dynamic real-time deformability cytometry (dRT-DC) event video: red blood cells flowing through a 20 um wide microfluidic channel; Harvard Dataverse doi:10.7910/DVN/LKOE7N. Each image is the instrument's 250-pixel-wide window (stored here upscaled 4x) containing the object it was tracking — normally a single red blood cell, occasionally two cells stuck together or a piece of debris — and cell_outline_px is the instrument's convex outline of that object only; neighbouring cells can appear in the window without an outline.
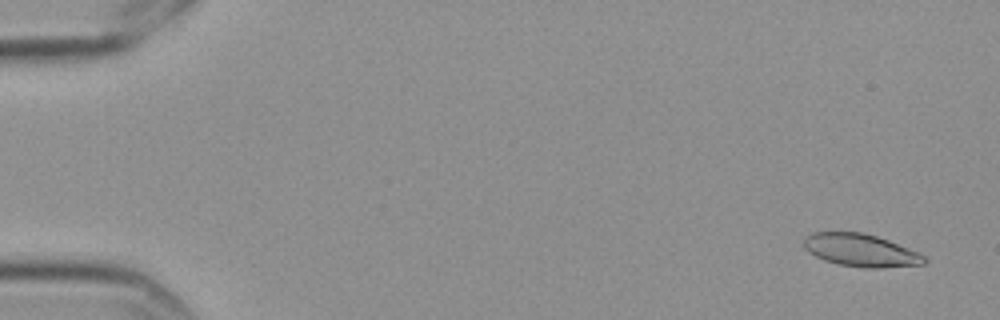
{"species": "Egyptian fruit bat (a non-hibernating species)", "species_latin": "Rousettus aegyptiacus", "temperature_condition": "cold", "stored_images_in_passage": 5, "camera_frame_rate_fps": 3000, "um_per_image_px": 0.085, "frame": {"image": 1, "passage_image": 1, "time_ms": 0.0, "image_size_px": [1000, 320], "cell_outline_px": [[928, 260], [924, 264], [880, 268], [864, 268], [840, 264], [824, 260], [808, 252], [804, 248], [804, 236], [816, 232], [860, 232], [876, 236], [888, 240], [908, 248], [924, 256]], "centroid_in_image_um": [73.14, 21.27], "position_along_channel_um": 11.9, "area_um2": 22.77}}
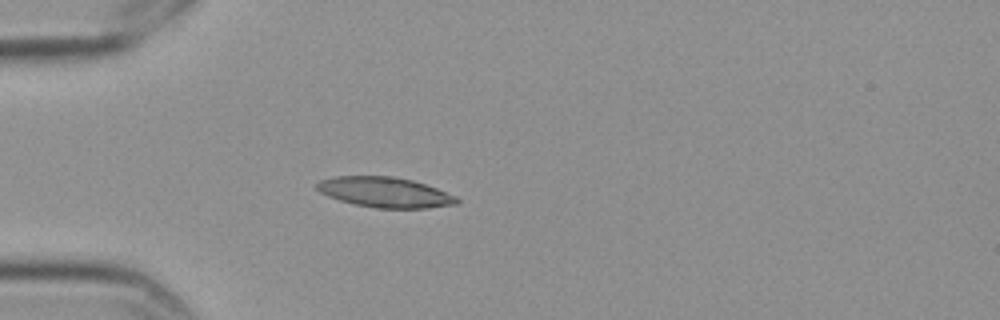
{"frame": {"image": 2, "passage_image": 5, "time_ms": 1.333, "image_size_px": [1000, 320], "cell_outline_px": [[460, 200], [456, 204], [428, 208], [376, 208], [356, 204], [340, 200], [328, 196], [320, 192], [316, 188], [316, 184], [320, 180], [336, 176], [392, 176], [412, 180], [436, 188], [456, 196]], "centroid_in_image_um": [32.72, 16.34], "position_along_channel_um": 52.3, "area_um2": 24.51}}